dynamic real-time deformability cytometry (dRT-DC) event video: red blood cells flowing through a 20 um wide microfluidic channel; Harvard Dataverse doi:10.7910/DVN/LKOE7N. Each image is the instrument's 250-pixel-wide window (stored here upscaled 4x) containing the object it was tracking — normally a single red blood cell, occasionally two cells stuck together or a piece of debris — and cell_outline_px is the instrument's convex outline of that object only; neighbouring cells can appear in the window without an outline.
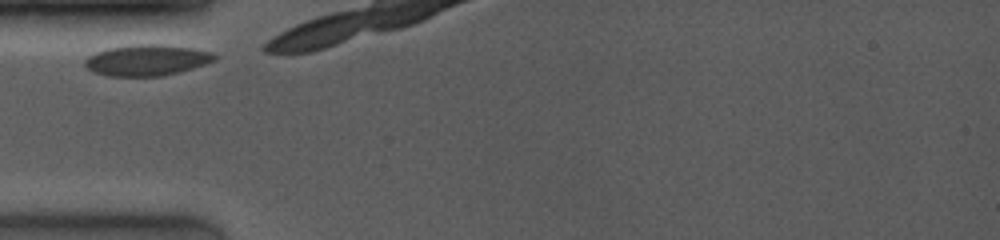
{"species": "common noctule bat (a hibernating species)", "species_latin": "Nyctalus noctula", "temperature_condition": "room temperature", "stored_images_in_passage": 4, "camera_frame_rate_fps": 4000, "um_per_image_px": 0.085, "animal": {"sex": "female", "body_mass_g": 19.0, "forearm_length_mm": 53.3}, "frame": {"image": 1, "passage_image": 1, "time_ms": 0.0, "image_size_px": [1000, 240], "cell_outline_px": [[216, 60], [180, 72], [160, 76], [108, 76], [92, 72], [84, 64], [84, 60], [88, 56], [96, 52], [108, 48], [132, 44], [160, 44], [192, 48], [212, 52], [216, 56]], "centroid_in_image_um": [12.45, 5.11], "position_along_channel_um": 72.5, "area_um2": 23.47}}